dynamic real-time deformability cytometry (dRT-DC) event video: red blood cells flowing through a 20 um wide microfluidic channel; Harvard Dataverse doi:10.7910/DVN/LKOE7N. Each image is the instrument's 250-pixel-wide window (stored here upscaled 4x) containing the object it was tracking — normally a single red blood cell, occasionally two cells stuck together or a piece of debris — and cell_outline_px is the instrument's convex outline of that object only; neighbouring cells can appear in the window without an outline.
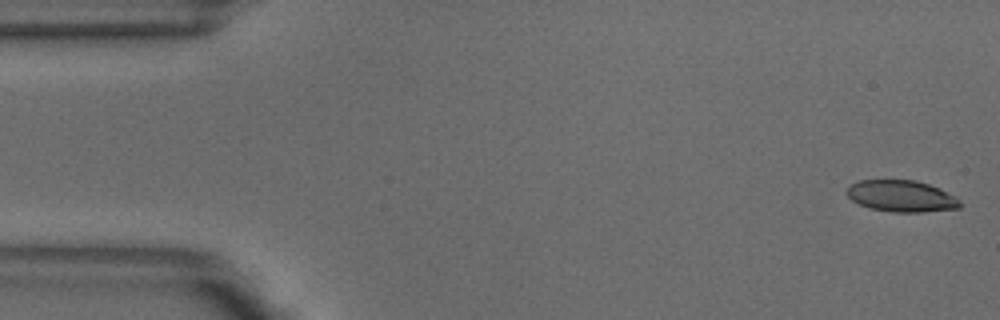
{"species": "common noctule bat (a hibernating species)", "species_latin": "Nyctalus noctula", "temperature_condition": "warm", "stored_images_in_passage": 10, "camera_frame_rate_fps": 3000, "um_per_image_px": 0.085, "animal": {"sex": "male", "body_mass_g": 18.8}, "frame": {"image": 1, "passage_image": 1, "time_ms": 0.0, "image_size_px": [1000, 320], "cell_outline_px": [[964, 204], [960, 208], [924, 212], [892, 212], [868, 208], [852, 200], [844, 192], [852, 184], [860, 180], [916, 180], [940, 188], [956, 196]], "centroid_in_image_um": [76.66, 16.67], "position_along_channel_um": 8.3, "area_um2": 21.04}}